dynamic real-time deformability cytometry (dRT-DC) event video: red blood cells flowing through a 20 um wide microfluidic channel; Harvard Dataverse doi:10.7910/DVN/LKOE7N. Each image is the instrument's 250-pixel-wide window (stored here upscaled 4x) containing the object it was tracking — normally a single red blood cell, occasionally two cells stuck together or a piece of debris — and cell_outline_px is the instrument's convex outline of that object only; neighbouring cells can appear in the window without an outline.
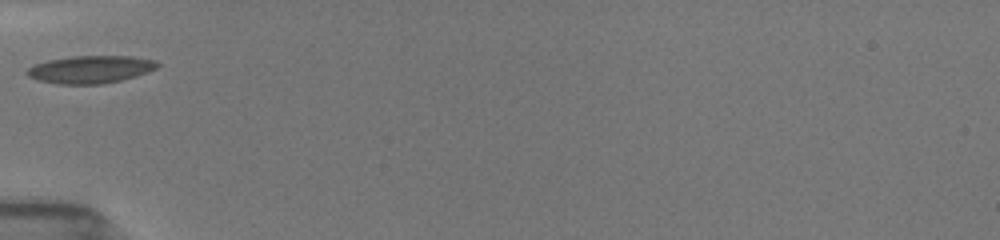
{"species": "common noctule bat (a hibernating species)", "species_latin": "Nyctalus noctula", "temperature_condition": "room temperature", "stored_images_in_passage": 10, "camera_frame_rate_fps": 3000, "um_per_image_px": 0.085, "animal": {"sex": "female", "body_mass_g": 19.5, "forearm_length_mm": 54.1}, "frame": {"image": 1, "passage_image": 1, "time_ms": 0.0, "image_size_px": [1000, 240], "cell_outline_px": [[160, 64], [156, 68], [148, 72], [136, 76], [120, 80], [100, 84], [56, 84], [40, 80], [28, 76], [24, 72], [32, 64], [48, 60], [72, 56], [132, 56], [156, 60]], "centroid_in_image_um": [7.68, 5.89], "position_along_channel_um": 77.3, "area_um2": 21.04}}
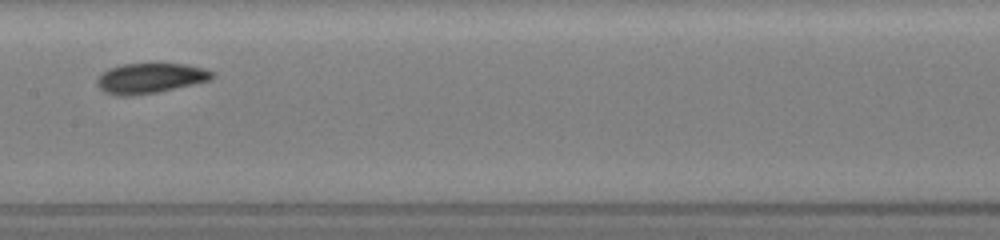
{"frame": {"image": 2, "passage_image": 4, "time_ms": 3.0, "image_size_px": [1000, 240], "cell_outline_px": [[216, 76], [212, 80], [156, 92], [128, 96], [120, 96], [104, 92], [96, 84], [96, 80], [108, 68], [120, 64], [188, 64], [204, 68], [216, 72]], "centroid_in_image_um": [12.81, 6.64], "position_along_channel_um": 194.6, "area_um2": 20.29}}
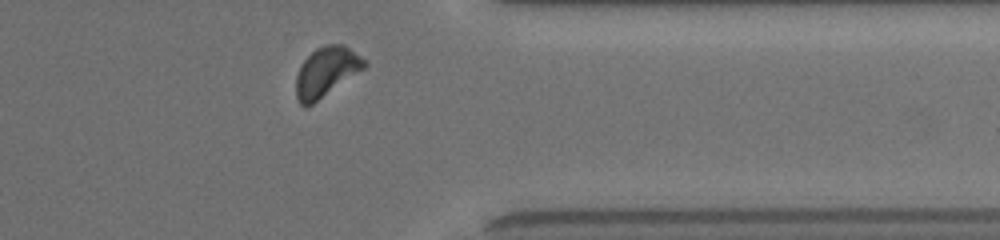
{"frame": {"image": 3, "passage_image": 9, "time_ms": 8.0, "image_size_px": [1000, 240], "cell_outline_px": [[368, 64], [364, 68], [312, 104], [300, 104], [296, 96], [296, 76], [300, 64], [316, 48], [324, 44], [344, 44], [368, 60]], "centroid_in_image_um": [27.75, 6.05], "position_along_channel_um": 383.7, "area_um2": 19.59}, "authors_computed_cell_mechanics": {"area_um2": 19.941, "velocity_mm_per_s": 3.9037, "shape_relaxation_time_tau1_ms": 3.686, "shape_relaxation_time_tau2_ms": 2.3918, "deformation_change_tau1": 0.0684, "deformation_change_tau2": 0.0456}}